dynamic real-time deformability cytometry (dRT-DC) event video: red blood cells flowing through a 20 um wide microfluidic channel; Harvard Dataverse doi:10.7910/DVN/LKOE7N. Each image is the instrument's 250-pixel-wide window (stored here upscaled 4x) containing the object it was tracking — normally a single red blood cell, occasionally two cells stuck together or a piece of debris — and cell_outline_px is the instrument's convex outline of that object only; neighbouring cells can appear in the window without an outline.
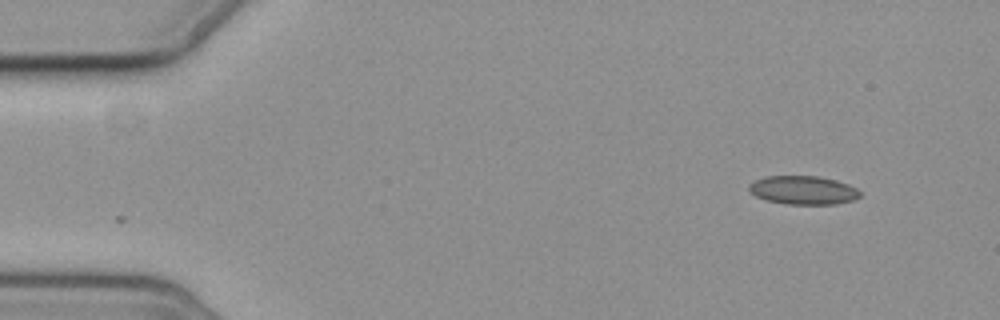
{"species": "common noctule bat (a hibernating species)", "species_latin": "Nyctalus noctula", "temperature_condition": "cold", "stored_images_in_passage": 2, "camera_frame_rate_fps": 3000, "um_per_image_px": 0.085, "animal": {"sex": "female", "body_mass_g": 19.3, "forearm_length_mm": 54.1}, "frame": {"image": 1, "passage_image": 2, "time_ms": 1.333, "image_size_px": [1000, 320], "cell_outline_px": [[860, 196], [852, 200], [836, 204], [788, 204], [768, 200], [756, 196], [748, 192], [748, 184], [764, 176], [816, 176], [836, 180], [848, 184], [856, 188], [860, 192]], "centroid_in_image_um": [68.24, 16.16], "position_along_channel_um": 16.8, "area_um2": 18.44}}